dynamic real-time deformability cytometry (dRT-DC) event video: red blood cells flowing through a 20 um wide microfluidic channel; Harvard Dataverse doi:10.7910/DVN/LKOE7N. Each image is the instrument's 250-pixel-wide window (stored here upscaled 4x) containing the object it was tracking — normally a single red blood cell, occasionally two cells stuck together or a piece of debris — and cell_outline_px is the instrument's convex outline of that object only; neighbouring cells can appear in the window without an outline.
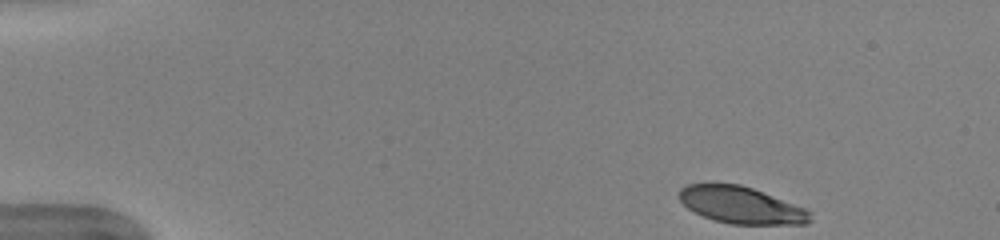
{"species": "human", "species_latin": "Homo sapiens", "temperature_condition": "warm", "stored_images_in_passage": 40, "camera_frame_rate_fps": 3000, "um_per_image_px": 0.085, "donor": {"sex": "female"}, "frame": {"image": 1, "passage_image": 1, "time_ms": 0.0, "image_size_px": [1000, 240], "cell_outline_px": [[812, 220], [808, 224], [728, 224], [704, 216], [688, 208], [680, 200], [680, 188], [688, 184], [740, 184], [752, 188], [804, 208], [812, 212]], "centroid_in_image_um": [63.03, 17.45], "position_along_channel_um": 22.0, "area_um2": 27.8}}
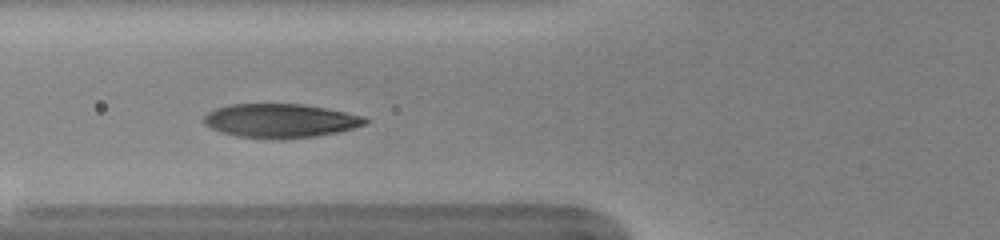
{"frame": {"image": 2, "passage_image": 15, "time_ms": 4.667, "image_size_px": [1000, 240], "cell_outline_px": [[368, 124], [336, 132], [312, 136], [280, 140], [236, 136], [220, 132], [204, 124], [204, 116], [208, 112], [216, 108], [228, 104], [300, 104], [324, 108], [364, 116], [368, 120]], "centroid_in_image_um": [23.79, 10.26], "position_along_channel_um": 102.0, "area_um2": 31.79}}
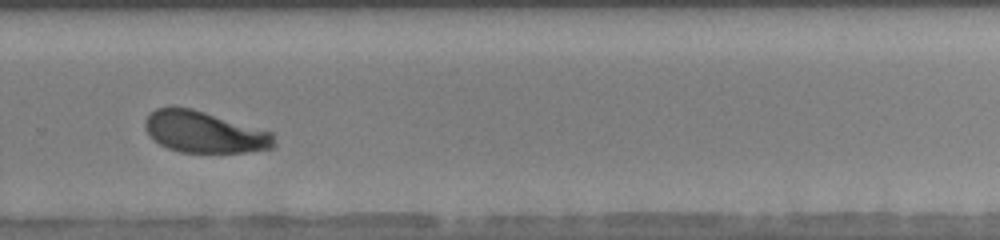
{"frame": {"image": 3, "passage_image": 31, "time_ms": 10.0, "image_size_px": [1000, 240], "cell_outline_px": [[276, 144], [272, 148], [248, 152], [180, 152], [168, 148], [160, 144], [144, 128], [144, 120], [156, 108], [192, 108], [272, 132]], "centroid_in_image_um": [17.39, 11.24], "position_along_channel_um": 312.4, "area_um2": 30.75}, "authors_computed_cell_mechanics": {"area_um2": 31.8189, "velocity_mm_per_s": 3.9492, "shape_relaxation_time_tau1_ms": 2.901, "shape_relaxation_time_tau2_ms": null, "deformation_change_tau1": 0.1624, "deformation_change_tau2": null}}